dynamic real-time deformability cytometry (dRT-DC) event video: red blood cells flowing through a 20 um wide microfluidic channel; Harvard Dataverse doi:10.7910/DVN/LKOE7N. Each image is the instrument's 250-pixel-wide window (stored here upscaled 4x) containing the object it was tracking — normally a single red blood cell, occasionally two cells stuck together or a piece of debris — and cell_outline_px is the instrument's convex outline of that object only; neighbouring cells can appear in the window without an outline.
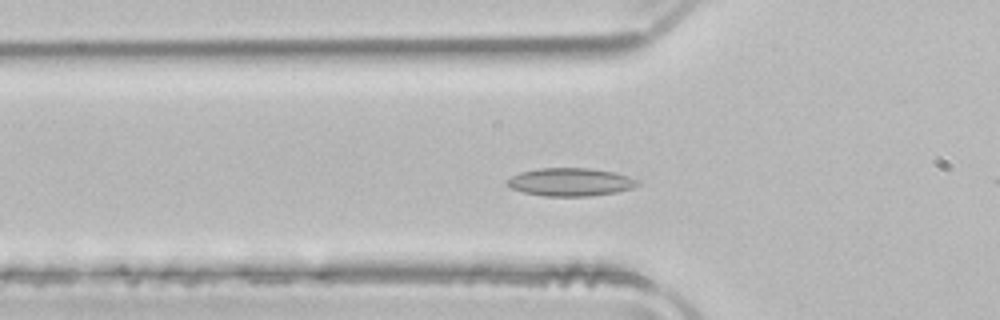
{"species": "common noctule bat (a hibernating species)", "species_latin": "Nyctalus noctula", "temperature_condition": "room temperature", "stored_images_in_passage": 37, "camera_frame_rate_fps": 3000, "um_per_image_px": 0.085, "animal": {"sex": "male", "body_mass_g": 21.5, "forearm_length_mm": 52.0}, "frame": {"image": 1, "passage_image": 2, "time_ms": 0.333, "image_size_px": [1000, 320], "cell_outline_px": [[640, 184], [632, 188], [616, 192], [588, 196], [544, 196], [524, 192], [512, 188], [504, 184], [504, 180], [520, 172], [540, 168], [592, 168], [612, 172], [628, 176], [640, 180]], "centroid_in_image_um": [48.47, 15.47], "position_along_channel_um": 77.3, "area_um2": 21.39}}
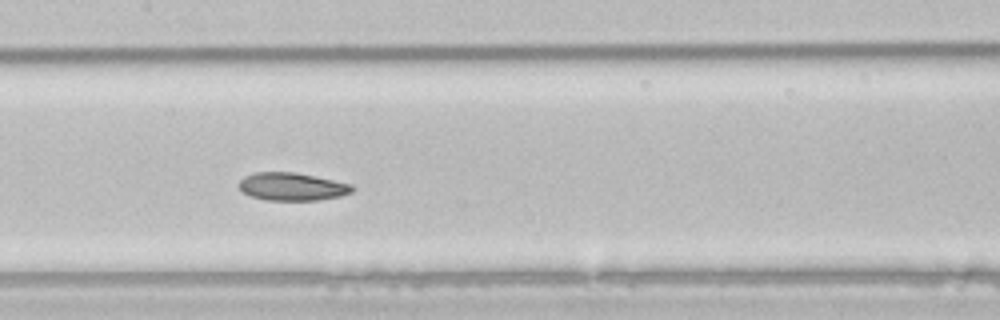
{"frame": {"image": 2, "passage_image": 10, "time_ms": 3.0, "image_size_px": [1000, 320], "cell_outline_px": [[356, 188], [352, 192], [340, 196], [320, 200], [268, 200], [252, 196], [244, 192], [240, 188], [240, 180], [244, 176], [256, 172], [292, 172], [352, 184]], "centroid_in_image_um": [24.86, 15.86], "position_along_channel_um": 182.5, "area_um2": 18.15}}
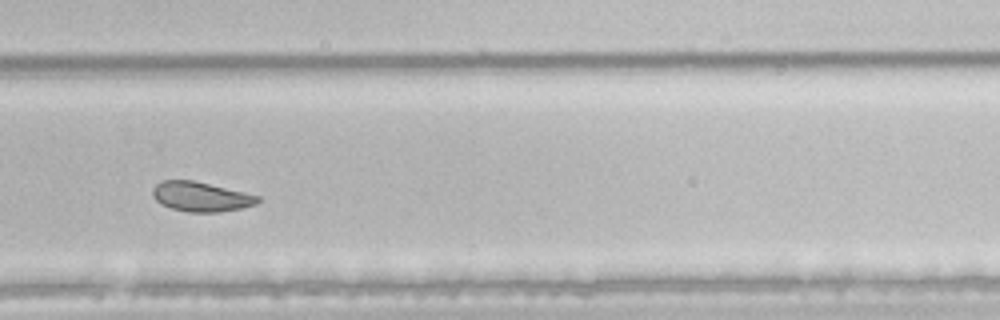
{"frame": {"image": 3, "passage_image": 20, "time_ms": 6.333, "image_size_px": [1000, 320], "cell_outline_px": [[260, 200], [256, 204], [244, 208], [220, 212], [188, 212], [172, 208], [160, 204], [152, 196], [152, 188], [156, 184], [164, 180], [192, 180], [244, 192], [260, 196]], "centroid_in_image_um": [17.08, 16.72], "position_along_channel_um": 312.7, "area_um2": 18.21}, "authors_computed_cell_mechanics": {"area_um2": 18.9584, "velocity_mm_per_s": 3.9248, "shape_relaxation_time_tau1_ms": null, "shape_relaxation_time_tau2_ms": 3.2022, "deformation_change_tau1": null, "deformation_change_tau2": 0.0776}}